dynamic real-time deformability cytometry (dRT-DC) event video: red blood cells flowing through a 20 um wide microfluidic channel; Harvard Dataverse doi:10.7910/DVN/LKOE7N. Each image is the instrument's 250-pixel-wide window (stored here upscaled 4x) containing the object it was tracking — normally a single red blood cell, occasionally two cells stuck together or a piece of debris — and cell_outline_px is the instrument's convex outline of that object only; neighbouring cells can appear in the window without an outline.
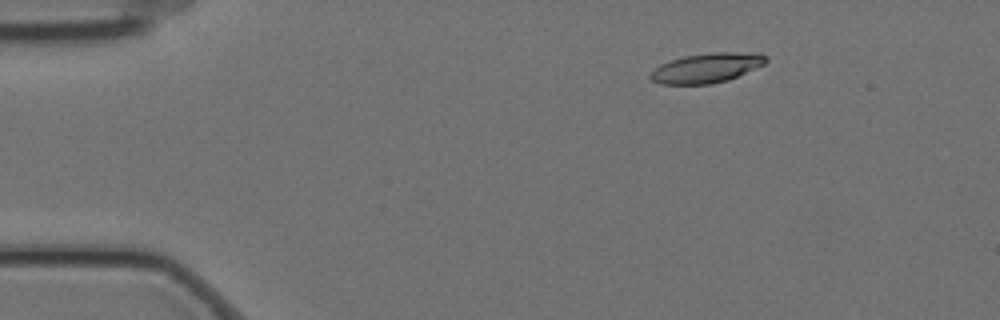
{"species": "Egyptian fruit bat (a non-hibernating species)", "species_latin": "Rousettus aegyptiacus", "temperature_condition": "cold", "stored_images_in_passage": 4, "camera_frame_rate_fps": 3000, "um_per_image_px": 0.085, "animal": {"sex": "female"}, "frame": {"image": 1, "passage_image": 2, "time_ms": 0.333, "image_size_px": [1000, 320], "cell_outline_px": [[768, 60], [764, 64], [728, 80], [712, 84], [660, 84], [652, 80], [648, 76], [648, 72], [660, 64], [684, 56], [712, 52], [760, 52], [768, 56]], "centroid_in_image_um": [60.06, 5.76], "position_along_channel_um": 24.9, "area_um2": 20.17}}